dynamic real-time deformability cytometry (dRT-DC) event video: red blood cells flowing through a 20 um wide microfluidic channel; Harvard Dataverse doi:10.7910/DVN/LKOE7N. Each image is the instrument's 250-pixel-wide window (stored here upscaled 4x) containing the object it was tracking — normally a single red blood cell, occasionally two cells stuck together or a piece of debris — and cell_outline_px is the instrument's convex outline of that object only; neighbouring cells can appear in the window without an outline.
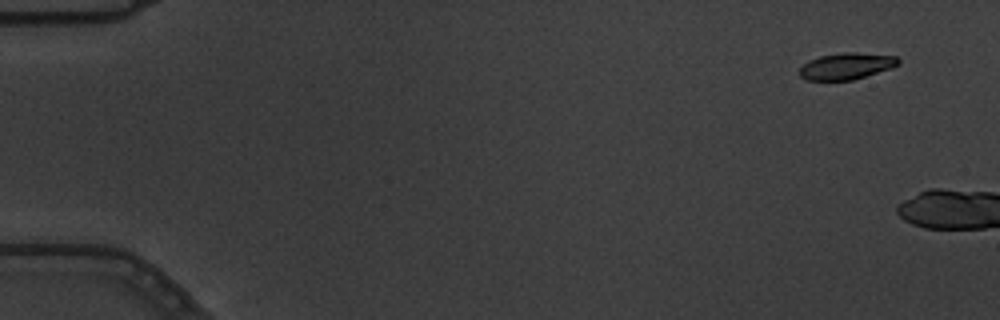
{"species": "common noctule bat (a hibernating species)", "species_latin": "Nyctalus noctula", "temperature_condition": "warm", "stored_images_in_passage": 2, "camera_frame_rate_fps": 3000, "um_per_image_px": 0.085, "animal": {"sex": "male", "body_mass_g": 19.5, "forearm_length_mm": 54.6}, "frame": {"image": 1, "passage_image": 1, "time_ms": 0.0, "image_size_px": [1000, 320], "cell_outline_px": [[900, 64], [892, 68], [852, 80], [804, 80], [800, 76], [800, 68], [808, 60], [820, 56], [844, 52], [856, 52], [896, 56], [900, 60]], "centroid_in_image_um": [71.96, 5.62], "position_along_channel_um": 13.0, "area_um2": 15.32}}